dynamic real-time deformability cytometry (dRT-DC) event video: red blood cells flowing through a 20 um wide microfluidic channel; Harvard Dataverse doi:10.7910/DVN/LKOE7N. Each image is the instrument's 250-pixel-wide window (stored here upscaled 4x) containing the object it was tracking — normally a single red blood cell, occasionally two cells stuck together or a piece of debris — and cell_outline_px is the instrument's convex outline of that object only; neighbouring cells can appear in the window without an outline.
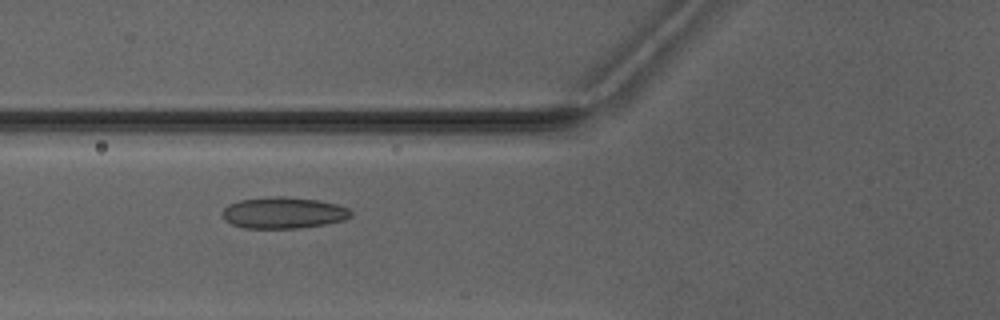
{"species": "Egyptian fruit bat (a non-hibernating species)", "species_latin": "Rousettus aegyptiacus", "temperature_condition": "warm", "stored_images_in_passage": 8, "camera_frame_rate_fps": 3000, "um_per_image_px": 0.085, "animal": {"sex": "male"}, "frame": {"image": 1, "passage_image": 6, "time_ms": 6.0, "image_size_px": [1000, 320], "cell_outline_px": [[352, 216], [344, 220], [324, 224], [300, 228], [244, 228], [232, 224], [224, 220], [220, 212], [228, 204], [240, 200], [276, 196], [284, 196], [316, 200], [336, 204], [348, 208], [352, 212]], "centroid_in_image_um": [24.06, 18.09], "position_along_channel_um": 101.7, "area_um2": 23.52}}
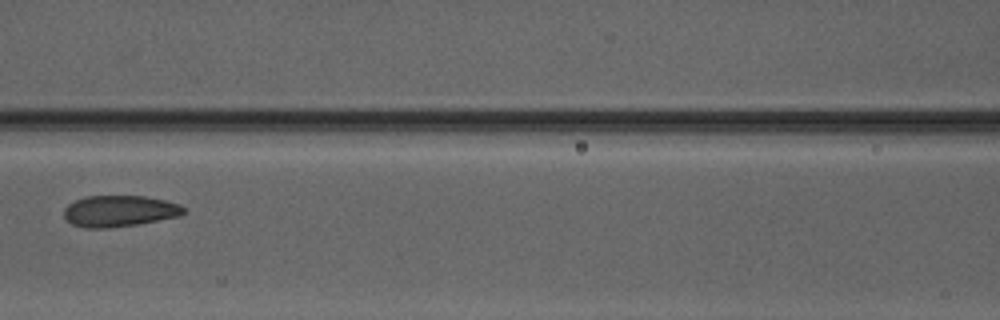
{"frame": {"image": 2, "passage_image": 7, "time_ms": 7.333, "image_size_px": [1000, 320], "cell_outline_px": [[184, 212], [180, 216], [136, 224], [108, 228], [84, 228], [72, 224], [64, 216], [64, 208], [68, 204], [84, 196], [144, 196], [164, 200], [180, 204], [184, 208]], "centroid_in_image_um": [10.13, 17.94], "position_along_channel_um": 156.5, "area_um2": 21.73}}
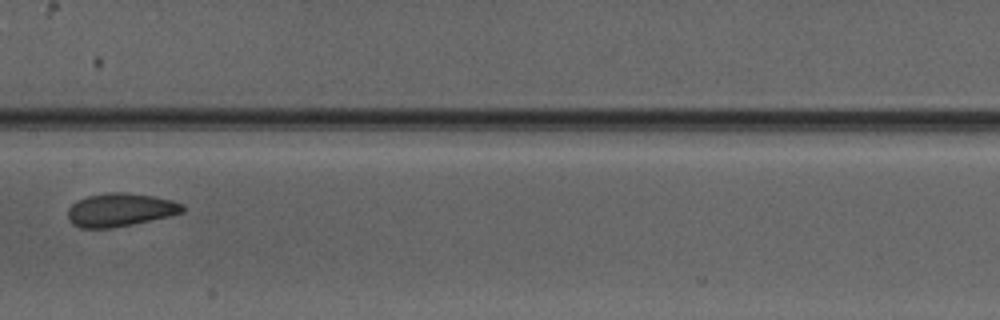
{"frame": {"image": 3, "passage_image": 8, "time_ms": 8.333, "image_size_px": [1000, 320], "cell_outline_px": [[184, 212], [168, 216], [132, 224], [112, 228], [80, 228], [72, 224], [68, 220], [68, 208], [72, 204], [88, 196], [108, 192], [124, 192], [152, 196], [172, 200], [184, 204]], "centroid_in_image_um": [10.21, 17.84], "position_along_channel_um": 197.2, "area_um2": 22.14}}